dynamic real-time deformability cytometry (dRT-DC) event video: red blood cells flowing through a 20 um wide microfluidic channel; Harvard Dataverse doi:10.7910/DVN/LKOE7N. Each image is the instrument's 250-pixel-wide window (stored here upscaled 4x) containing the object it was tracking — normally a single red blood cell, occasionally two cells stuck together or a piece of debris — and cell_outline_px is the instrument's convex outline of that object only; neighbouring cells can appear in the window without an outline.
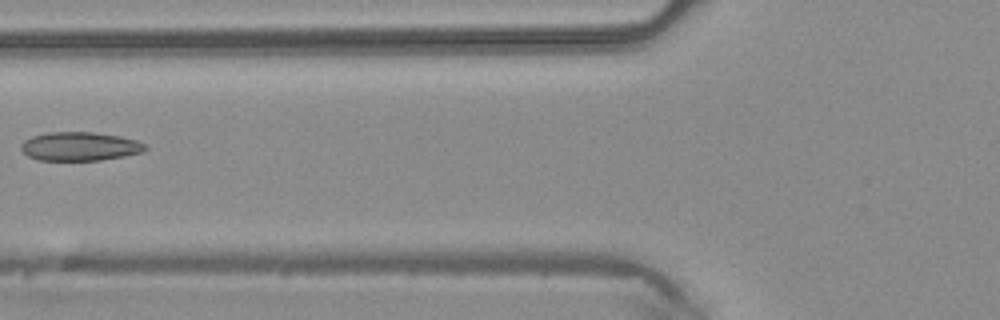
{"species": "common noctule bat (a hibernating species)", "species_latin": "Nyctalus noctula", "temperature_condition": "warm", "stored_images_in_passage": 6, "camera_frame_rate_fps": 3000, "um_per_image_px": 0.085, "animal": {"sex": "male", "body_mass_g": 20.4}, "frame": {"image": 1, "passage_image": 6, "time_ms": 1.667, "image_size_px": [1000, 320], "cell_outline_px": [[148, 148], [144, 152], [124, 156], [100, 160], [40, 160], [28, 156], [20, 148], [20, 144], [24, 140], [32, 136], [48, 132], [92, 132], [120, 136], [136, 140], [144, 144]], "centroid_in_image_um": [6.78, 12.44], "position_along_channel_um": 119.0, "area_um2": 20.81}}